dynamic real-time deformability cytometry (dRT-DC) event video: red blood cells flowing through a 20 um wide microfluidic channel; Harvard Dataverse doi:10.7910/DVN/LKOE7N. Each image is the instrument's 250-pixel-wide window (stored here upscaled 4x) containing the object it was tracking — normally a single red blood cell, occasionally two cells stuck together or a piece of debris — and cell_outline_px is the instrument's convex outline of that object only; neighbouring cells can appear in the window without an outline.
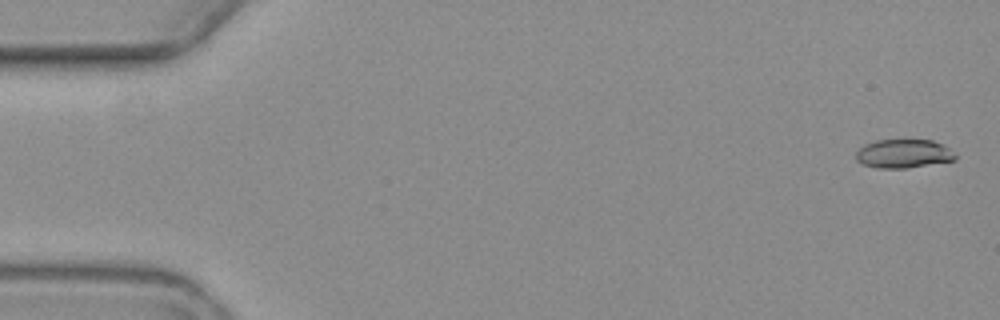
{"species": "common noctule bat (a hibernating species)", "species_latin": "Nyctalus noctula", "temperature_condition": "warm", "stored_images_in_passage": 9, "camera_frame_rate_fps": 3000, "um_per_image_px": 0.085, "animal": {"sex": "female", "body_mass_g": 19.3, "forearm_length_mm": 54.1}, "frame": {"image": 1, "passage_image": 1, "time_ms": 0.0, "image_size_px": [1000, 320], "cell_outline_px": [[956, 160], [908, 168], [876, 168], [864, 164], [856, 160], [856, 152], [864, 144], [876, 140], [932, 140], [948, 148], [956, 156]], "centroid_in_image_um": [76.78, 13.07], "position_along_channel_um": 8.2, "area_um2": 16.53}}
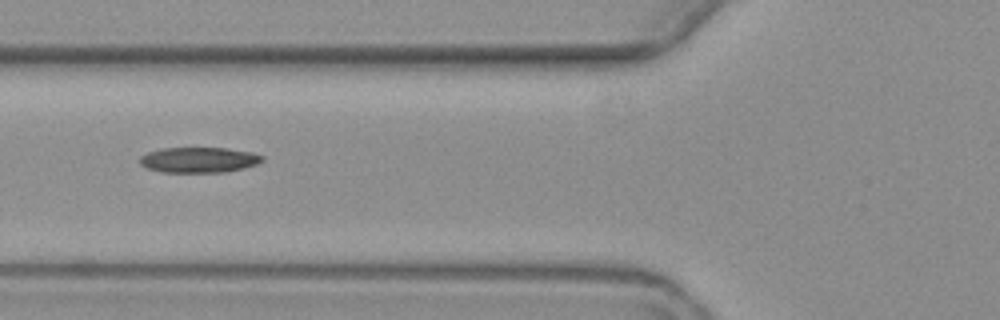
{"frame": {"image": 2, "passage_image": 6, "time_ms": 7.0, "image_size_px": [1000, 320], "cell_outline_px": [[264, 160], [256, 164], [244, 168], [224, 172], [160, 172], [148, 168], [140, 164], [140, 156], [148, 152], [164, 148], [228, 148], [252, 152], [264, 156]], "centroid_in_image_um": [16.92, 13.59], "position_along_channel_um": 108.9, "area_um2": 18.15}}
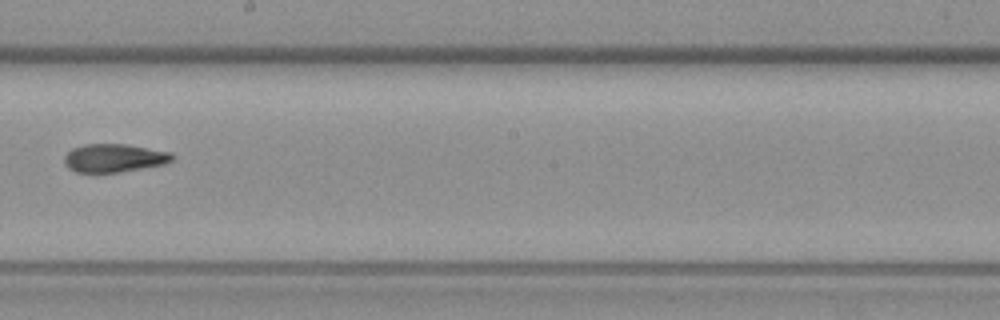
{"frame": {"image": 3, "passage_image": 9, "time_ms": 10.667, "image_size_px": [1000, 320], "cell_outline_px": [[176, 156], [172, 160], [164, 164], [120, 172], [76, 172], [68, 168], [64, 164], [64, 156], [72, 148], [84, 144], [124, 144], [172, 152]], "centroid_in_image_um": [9.7, 13.43], "position_along_channel_um": 238.5, "area_um2": 17.8}}